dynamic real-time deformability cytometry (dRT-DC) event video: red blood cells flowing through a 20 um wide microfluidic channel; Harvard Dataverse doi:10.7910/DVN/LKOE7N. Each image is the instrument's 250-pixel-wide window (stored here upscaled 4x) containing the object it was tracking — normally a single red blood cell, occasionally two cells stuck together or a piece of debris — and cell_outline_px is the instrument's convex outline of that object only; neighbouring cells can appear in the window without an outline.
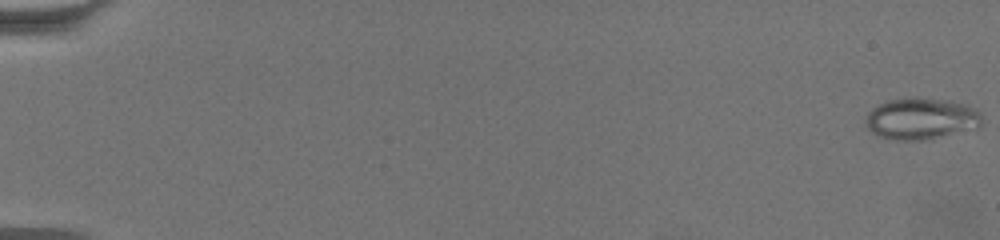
{"species": "common noctule bat (a hibernating species)", "species_latin": "Nyctalus noctula", "temperature_condition": "warm", "stored_images_in_passage": 64, "camera_frame_rate_fps": 3000, "um_per_image_px": 0.085, "animal": {"sex": "female", "body_mass_g": 19.5, "forearm_length_mm": 54.1}, "frame": {"image": 1, "passage_image": 1, "time_ms": 0.0, "image_size_px": [1000, 240], "cell_outline_px": [[980, 128], [928, 140], [892, 140], [880, 136], [872, 132], [868, 128], [864, 120], [868, 112], [872, 108], [888, 100], [916, 96], [944, 100], [964, 104], [976, 108], [980, 112]], "centroid_in_image_um": [78.3, 10.09], "position_along_channel_um": 6.7, "area_um2": 28.5}}
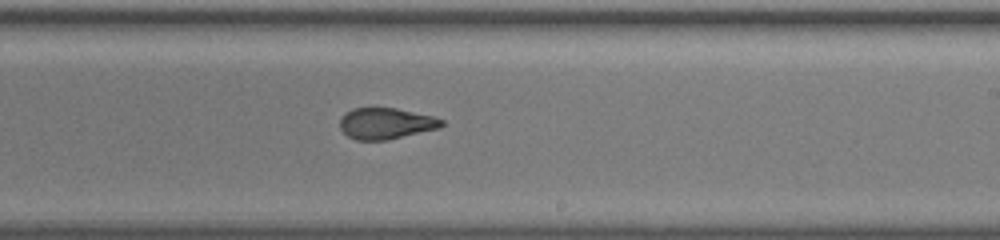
{"frame": {"image": 2, "passage_image": 41, "time_ms": 13.333, "image_size_px": [1000, 240], "cell_outline_px": [[444, 124], [440, 128], [388, 140], [356, 140], [348, 136], [340, 128], [340, 120], [352, 108], [396, 108], [432, 116], [444, 120]], "centroid_in_image_um": [32.83, 10.5], "position_along_channel_um": 256.2, "area_um2": 18.38}}
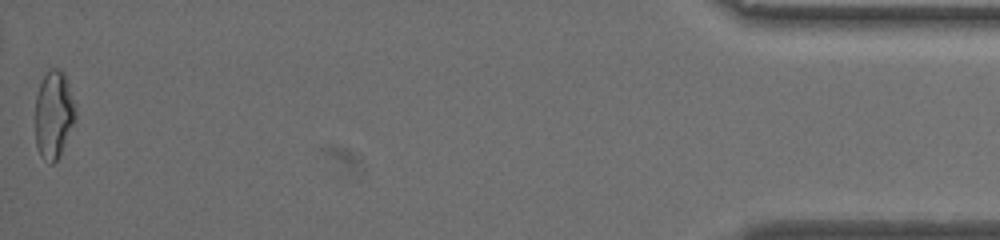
{"frame": {"image": 3, "passage_image": 64, "time_ms": 21.0, "image_size_px": [1000, 240], "cell_outline_px": [[76, 120], [60, 156], [52, 164], [40, 152], [36, 144], [36, 96], [40, 84], [48, 68], [56, 68], [64, 72], [68, 80], [76, 108]], "centroid_in_image_um": [4.6, 9.69], "position_along_channel_um": 430.6, "area_um2": 20.58}, "authors_computed_cell_mechanics": {"area_um2": 20.2589, "velocity_mm_per_s": 3.3969, "shape_relaxation_time_tau1_ms": null, "shape_relaxation_time_tau2_ms": 1.1699, "deformation_change_tau1": null, "deformation_change_tau2": 0.083}}